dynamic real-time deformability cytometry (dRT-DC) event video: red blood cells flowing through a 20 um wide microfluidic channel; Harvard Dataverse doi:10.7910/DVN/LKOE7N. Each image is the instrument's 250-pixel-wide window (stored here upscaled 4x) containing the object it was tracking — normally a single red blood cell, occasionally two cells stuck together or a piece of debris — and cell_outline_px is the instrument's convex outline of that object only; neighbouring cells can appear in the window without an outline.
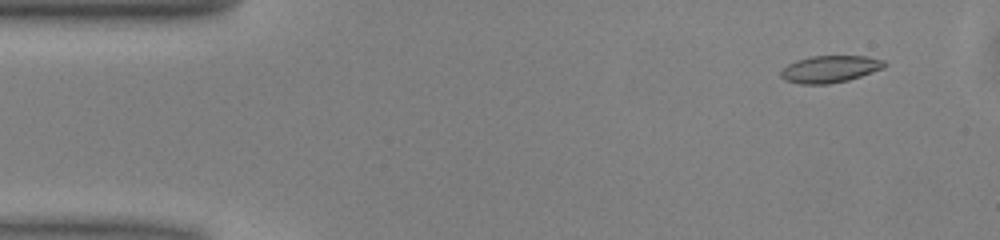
{"species": "common noctule bat (a hibernating species)", "species_latin": "Nyctalus noctula", "temperature_condition": "warm", "stored_images_in_passage": 50, "camera_frame_rate_fps": 3000, "um_per_image_px": 0.085, "animal": {"sex": "male", "body_mass_g": 13.0, "forearm_length_mm": 53.1}, "frame": {"image": 1, "passage_image": 4, "time_ms": 1.0, "image_size_px": [1000, 240], "cell_outline_px": [[888, 64], [884, 68], [848, 80], [828, 84], [800, 84], [784, 80], [780, 76], [780, 72], [788, 64], [796, 60], [812, 56], [864, 56], [884, 60]], "centroid_in_image_um": [70.54, 5.87], "position_along_channel_um": 14.5, "area_um2": 16.3}}
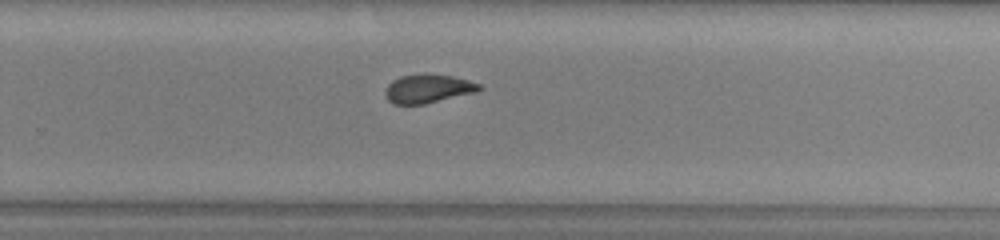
{"frame": {"image": 2, "passage_image": 32, "time_ms": 10.333, "image_size_px": [1000, 240], "cell_outline_px": [[484, 88], [476, 92], [424, 104], [392, 104], [384, 96], [384, 92], [388, 84], [392, 80], [400, 76], [452, 76], [468, 80], [480, 84]], "centroid_in_image_um": [36.36, 7.57], "position_along_channel_um": 293.4, "area_um2": 15.26}}
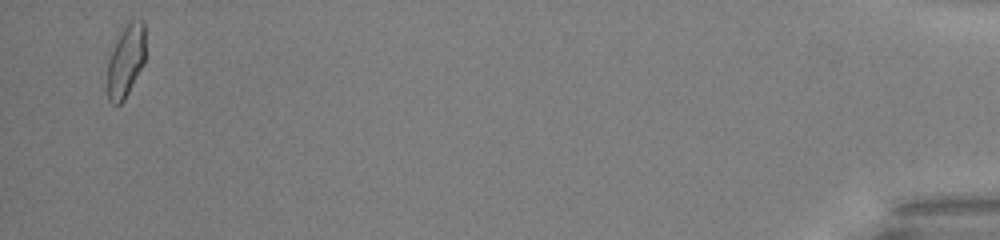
{"frame": {"image": 3, "passage_image": 49, "time_ms": 16.0, "image_size_px": [1000, 240], "cell_outline_px": [[144, 64], [124, 100], [120, 104], [112, 104], [108, 100], [108, 60], [116, 40], [124, 28], [132, 20], [144, 20]], "centroid_in_image_um": [10.7, 5.2], "position_along_channel_um": 424.5, "area_um2": 15.78}, "authors_computed_cell_mechanics": {"area_um2": 16.0684, "velocity_mm_per_s": 4.0288, "shape_relaxation_time_tau1_ms": 5.6436, "shape_relaxation_time_tau2_ms": 1.9491, "deformation_change_tau1": 0.1548, "deformation_change_tau2": 0.0726}}